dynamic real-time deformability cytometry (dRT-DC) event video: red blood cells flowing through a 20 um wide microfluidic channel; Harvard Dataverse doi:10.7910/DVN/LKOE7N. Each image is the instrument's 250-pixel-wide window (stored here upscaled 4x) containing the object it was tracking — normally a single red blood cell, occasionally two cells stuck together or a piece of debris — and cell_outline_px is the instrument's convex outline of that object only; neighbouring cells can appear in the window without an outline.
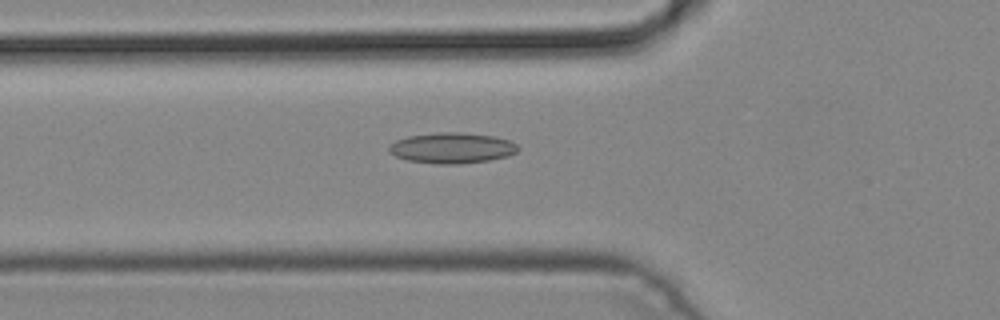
{"species": "common noctule bat (a hibernating species)", "species_latin": "Nyctalus noctula", "temperature_condition": "cold", "stored_images_in_passage": 34, "camera_frame_rate_fps": 3000, "um_per_image_px": 0.085, "animal": {"sex": "male", "body_mass_g": 19.2, "forearm_length_mm": 51.8}, "frame": {"image": 1, "passage_image": 6, "time_ms": 1.667, "image_size_px": [1000, 320], "cell_outline_px": [[520, 148], [516, 152], [508, 156], [488, 160], [460, 164], [436, 164], [408, 160], [396, 156], [388, 152], [388, 144], [396, 140], [408, 136], [440, 132], [456, 132], [496, 136], [508, 140], [516, 144]], "centroid_in_image_um": [38.4, 12.58], "position_along_channel_um": 87.4, "area_um2": 23.12}}
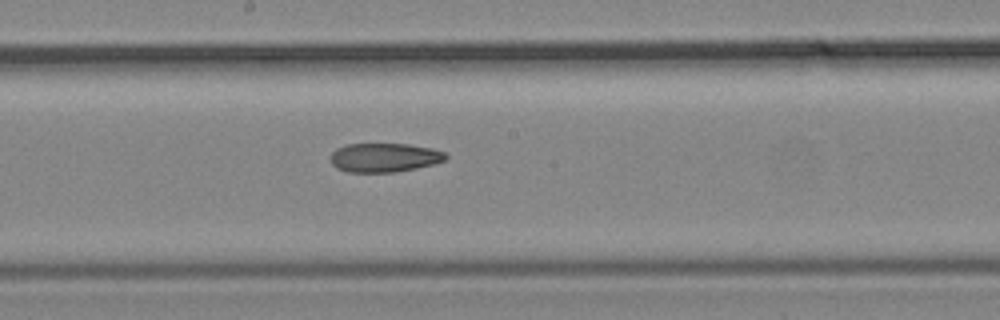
{"frame": {"image": 2, "passage_image": 15, "time_ms": 4.667, "image_size_px": [1000, 320], "cell_outline_px": [[448, 156], [444, 160], [432, 164], [416, 168], [396, 172], [348, 172], [336, 168], [332, 164], [332, 152], [336, 148], [348, 144], [408, 144], [432, 148], [444, 152]], "centroid_in_image_um": [32.66, 13.39], "position_along_channel_um": 215.5, "area_um2": 19.36}}
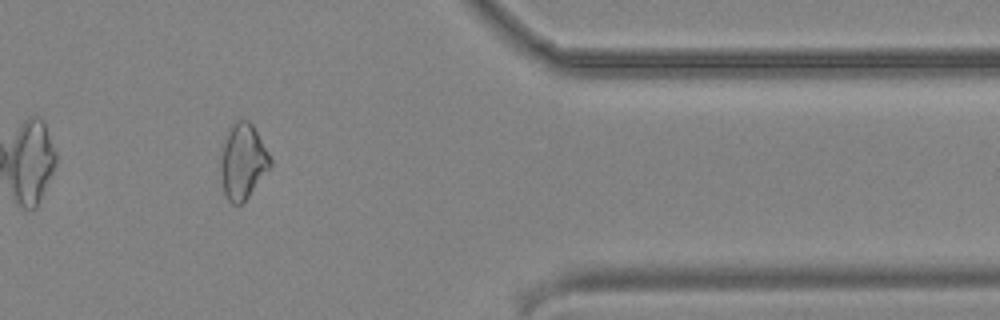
{"frame": {"image": 3, "passage_image": 29, "time_ms": 9.333, "image_size_px": [1000, 320], "cell_outline_px": [[272, 164], [248, 196], [240, 204], [232, 204], [228, 200], [224, 192], [220, 168], [220, 160], [228, 128], [236, 120], [248, 120], [252, 124], [268, 152], [272, 160]], "centroid_in_image_um": [20.63, 13.7], "position_along_channel_um": 390.8, "area_um2": 21.39}}